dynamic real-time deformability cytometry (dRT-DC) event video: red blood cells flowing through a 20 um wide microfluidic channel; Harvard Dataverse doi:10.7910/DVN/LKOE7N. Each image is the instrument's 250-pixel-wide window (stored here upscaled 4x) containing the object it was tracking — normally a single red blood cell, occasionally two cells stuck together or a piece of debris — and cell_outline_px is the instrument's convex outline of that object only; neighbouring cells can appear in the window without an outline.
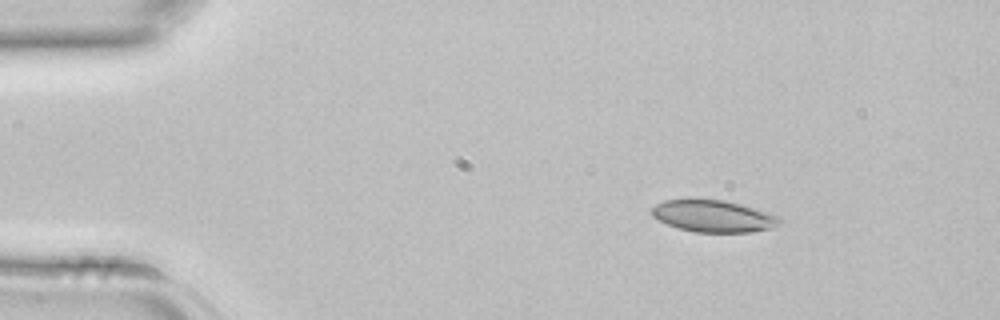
{"species": "common noctule bat (a hibernating species)", "species_latin": "Nyctalus noctula", "temperature_condition": "room temperature", "stored_images_in_passage": 3, "camera_frame_rate_fps": 3000, "um_per_image_px": 0.085, "animal": {"sex": "female", "body_mass_g": 22.7, "forearm_length_mm": 54.2}, "frame": {"image": 1, "passage_image": 1, "time_ms": 0.0, "image_size_px": [1000, 320], "cell_outline_px": [[784, 220], [780, 224], [768, 228], [752, 232], [696, 232], [680, 228], [668, 224], [652, 216], [652, 208], [656, 204], [664, 200], [724, 200], [740, 204], [768, 212], [780, 216]], "centroid_in_image_um": [60.68, 18.37], "position_along_channel_um": 24.3, "area_um2": 23.47}}